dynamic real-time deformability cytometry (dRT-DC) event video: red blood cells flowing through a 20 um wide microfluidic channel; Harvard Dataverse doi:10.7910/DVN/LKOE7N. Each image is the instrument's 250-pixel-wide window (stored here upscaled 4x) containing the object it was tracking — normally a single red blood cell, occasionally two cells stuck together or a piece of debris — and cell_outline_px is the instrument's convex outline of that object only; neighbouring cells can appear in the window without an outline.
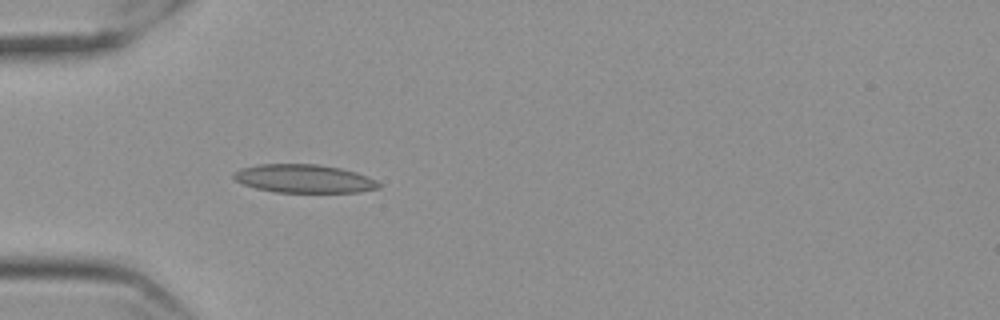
{"species": "Egyptian fruit bat (a non-hibernating species)", "species_latin": "Rousettus aegyptiacus", "temperature_condition": "cold", "stored_images_in_passage": 41, "camera_frame_rate_fps": 3000, "um_per_image_px": 0.085, "frame": {"image": 1, "passage_image": 1, "time_ms": 0.0, "image_size_px": [1000, 320], "cell_outline_px": [[380, 188], [360, 192], [276, 192], [256, 188], [244, 184], [236, 180], [232, 176], [232, 172], [240, 168], [256, 164], [316, 164], [340, 168], [356, 172], [376, 180], [380, 184]], "centroid_in_image_um": [25.82, 15.18], "position_along_channel_um": 59.2, "area_um2": 23.99}}
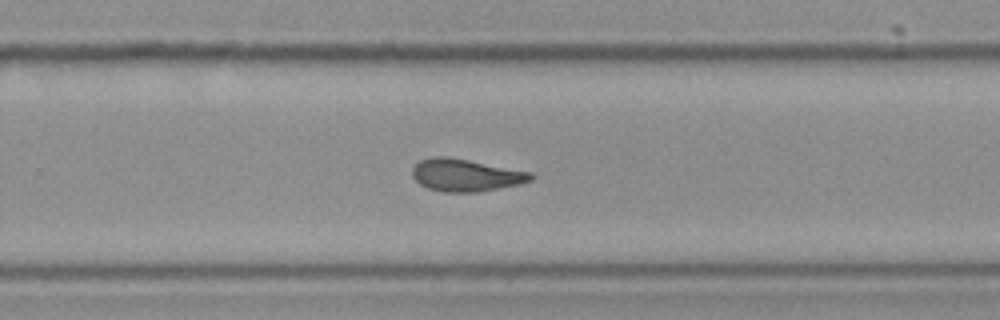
{"frame": {"image": 2, "passage_image": 21, "time_ms": 6.667, "image_size_px": [1000, 320], "cell_outline_px": [[532, 180], [516, 184], [476, 192], [444, 192], [428, 188], [420, 184], [412, 176], [412, 168], [420, 160], [432, 156], [448, 156], [532, 172]], "centroid_in_image_um": [39.54, 14.87], "position_along_channel_um": 290.3, "area_um2": 22.14}}
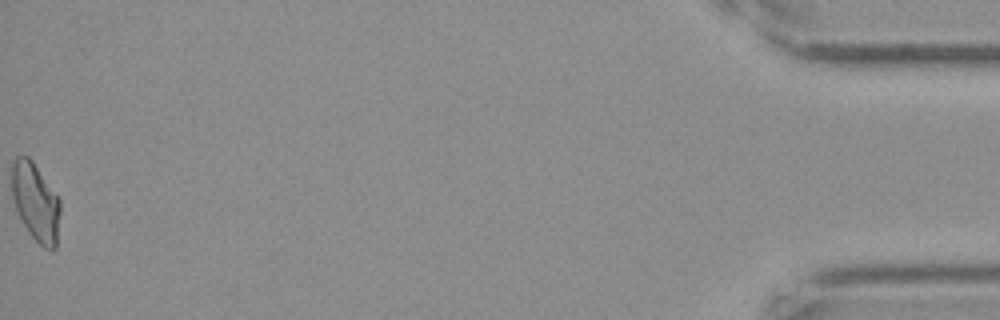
{"frame": {"image": 3, "passage_image": 41, "time_ms": 13.333, "image_size_px": [1000, 320], "cell_outline_px": [[60, 212], [56, 248], [52, 252], [44, 248], [28, 232], [16, 212], [12, 196], [12, 160], [16, 156], [28, 156], [32, 160], [60, 200]], "centroid_in_image_um": [3.02, 17.2], "position_along_channel_um": 432.2, "area_um2": 22.14}, "authors_computed_cell_mechanics": {"area_um2": 22.1374, "velocity_mm_per_s": 3.5376, "shape_relaxation_time_tau1_ms": 9.6662, "shape_relaxation_time_tau2_ms": 2.3292, "deformation_change_tau1": 0.2061, "deformation_change_tau2": 0.0845}}